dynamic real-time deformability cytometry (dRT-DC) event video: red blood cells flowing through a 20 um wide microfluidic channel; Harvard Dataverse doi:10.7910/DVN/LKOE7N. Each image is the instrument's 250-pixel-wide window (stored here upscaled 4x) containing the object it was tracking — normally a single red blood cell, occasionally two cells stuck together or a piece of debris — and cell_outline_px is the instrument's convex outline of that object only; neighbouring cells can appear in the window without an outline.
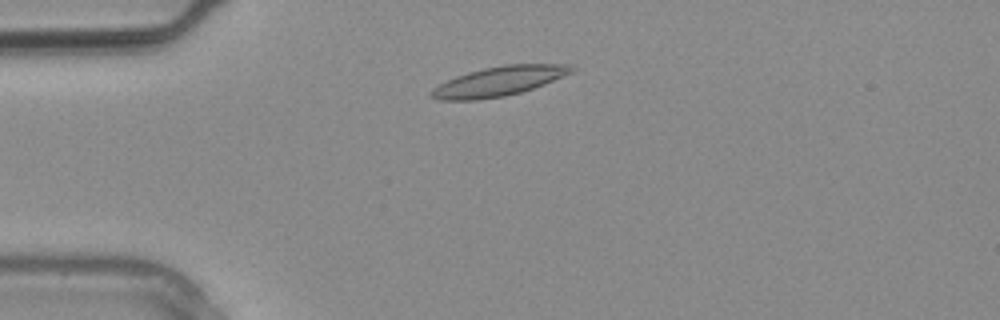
{"species": "common noctule bat (a hibernating species)", "species_latin": "Nyctalus noctula", "temperature_condition": "warm", "stored_images_in_passage": 3, "camera_frame_rate_fps": 3000, "um_per_image_px": 0.085, "animal": {"sex": "male", "body_mass_g": 20.4}, "frame": {"image": 1, "passage_image": 3, "time_ms": 0.667, "image_size_px": [1000, 320], "cell_outline_px": [[576, 68], [572, 72], [544, 84], [520, 92], [504, 96], [476, 100], [436, 100], [428, 96], [428, 92], [432, 88], [456, 76], [468, 72], [484, 68], [504, 64], [568, 64]], "centroid_in_image_um": [42.35, 6.91], "position_along_channel_um": 42.7, "area_um2": 24.04}}